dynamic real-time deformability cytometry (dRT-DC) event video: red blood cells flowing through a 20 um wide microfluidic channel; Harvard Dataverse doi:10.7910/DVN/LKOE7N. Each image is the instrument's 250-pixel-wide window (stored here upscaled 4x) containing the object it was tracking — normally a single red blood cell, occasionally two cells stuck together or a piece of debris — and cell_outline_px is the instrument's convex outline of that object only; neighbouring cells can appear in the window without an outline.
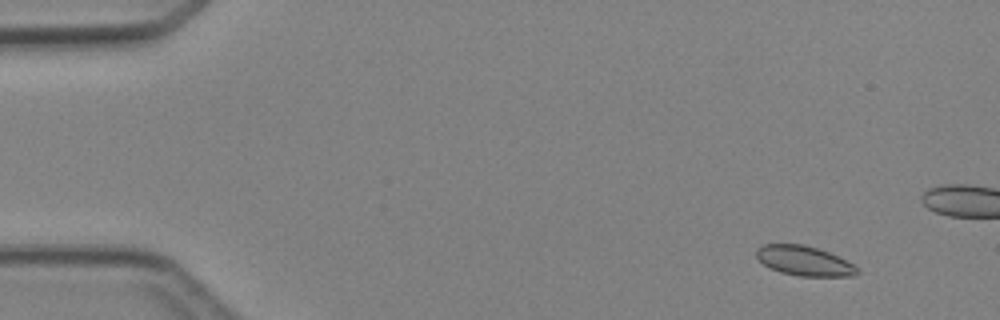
{"species": "Egyptian fruit bat (a non-hibernating species)", "species_latin": "Rousettus aegyptiacus", "temperature_condition": "cold", "stored_images_in_passage": 4, "camera_frame_rate_fps": 3000, "um_per_image_px": 0.085, "animal": {"sex": "female"}, "frame": {"image": 1, "passage_image": 2, "time_ms": 1.333, "image_size_px": [1000, 320], "cell_outline_px": [[860, 272], [856, 276], [800, 276], [780, 272], [764, 264], [756, 256], [756, 248], [764, 244], [804, 244], [828, 252], [852, 264]], "centroid_in_image_um": [68.34, 22.17], "position_along_channel_um": 16.7, "area_um2": 17.22}}